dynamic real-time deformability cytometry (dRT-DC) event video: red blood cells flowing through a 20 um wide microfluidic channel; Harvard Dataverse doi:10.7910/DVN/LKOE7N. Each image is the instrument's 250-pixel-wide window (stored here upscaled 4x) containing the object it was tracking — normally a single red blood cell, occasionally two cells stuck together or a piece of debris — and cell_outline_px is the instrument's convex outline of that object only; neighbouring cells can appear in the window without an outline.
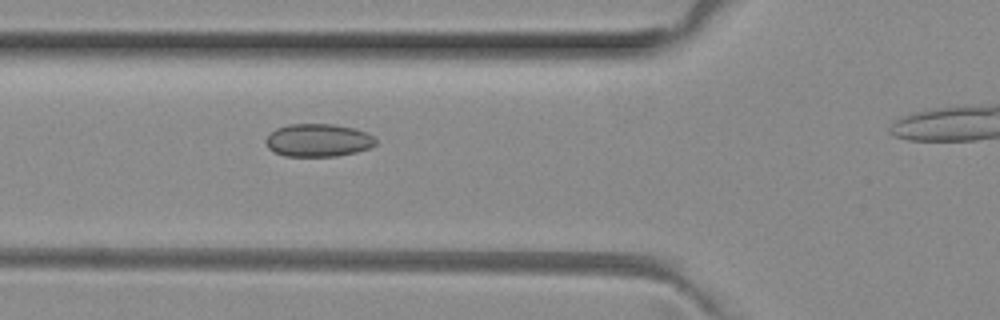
{"species": "common noctule bat (a hibernating species)", "species_latin": "Nyctalus noctula", "temperature_condition": "room temperature", "stored_images_in_passage": 3, "camera_frame_rate_fps": 3000, "um_per_image_px": 0.085, "animal": {"sex": "female", "body_mass_g": 29.2, "forearm_length_mm": 56.3}, "frame": {"image": 1, "passage_image": 2, "time_ms": 0.333, "image_size_px": [1000, 320], "cell_outline_px": [[376, 144], [368, 148], [356, 152], [336, 156], [284, 156], [272, 152], [268, 148], [264, 140], [276, 128], [288, 124], [332, 124], [352, 128], [368, 132], [376, 140]], "centroid_in_image_um": [27.01, 11.92], "position_along_channel_um": 98.8, "area_um2": 21.1}}